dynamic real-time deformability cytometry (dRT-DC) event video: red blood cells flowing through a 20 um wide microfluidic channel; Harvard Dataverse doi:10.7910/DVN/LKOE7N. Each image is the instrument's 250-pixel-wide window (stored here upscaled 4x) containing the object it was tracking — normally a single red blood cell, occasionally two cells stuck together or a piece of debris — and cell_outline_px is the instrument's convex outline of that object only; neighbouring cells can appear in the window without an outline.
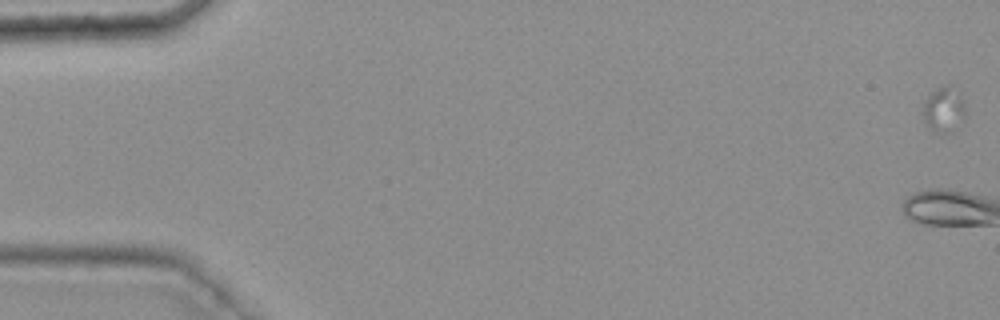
{"species": "common noctule bat (a hibernating species)", "species_latin": "Nyctalus noctula", "temperature_condition": "warm", "stored_images_in_passage": 52, "segment_of_instrument_passage": [1, 2], "camera_frame_rate_fps": 3000, "um_per_image_px": 0.085, "animal": {"sex": "female", "body_mass_g": 25.1}, "frame": {"image": 1, "passage_image": 1, "time_ms": 0.0, "image_size_px": [1000, 320], "cell_outline_px": [[964, 116], [948, 132], [936, 132], [928, 128], [924, 124], [924, 100], [928, 96], [940, 88], [948, 88], [960, 92], [964, 100]], "centroid_in_image_um": [80.19, 9.34], "position_along_channel_um": 4.8, "area_um2": 10.46}}